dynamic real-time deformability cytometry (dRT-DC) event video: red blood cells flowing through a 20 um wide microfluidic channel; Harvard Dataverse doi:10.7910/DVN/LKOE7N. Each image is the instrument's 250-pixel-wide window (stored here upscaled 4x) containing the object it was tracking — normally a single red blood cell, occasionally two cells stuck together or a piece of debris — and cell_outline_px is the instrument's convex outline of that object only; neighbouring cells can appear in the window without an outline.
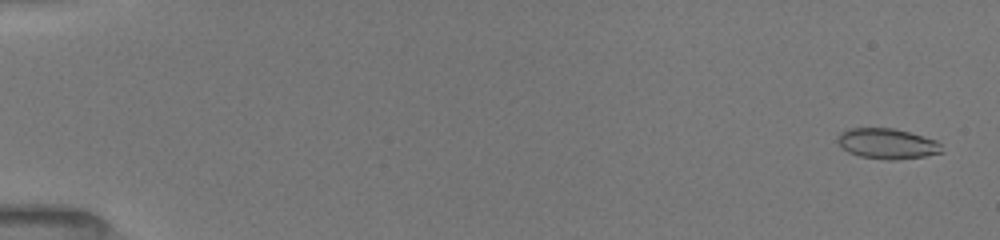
{"species": "common noctule bat (a hibernating species)", "species_latin": "Nyctalus noctula", "temperature_condition": "room temperature", "stored_images_in_passage": 52, "camera_frame_rate_fps": 3000, "um_per_image_px": 0.085, "animal": {"sex": "female", "body_mass_g": 19.5, "forearm_length_mm": 54.1}, "frame": {"image": 1, "passage_image": 2, "time_ms": 0.333, "image_size_px": [1000, 240], "cell_outline_px": [[944, 152], [924, 156], [896, 160], [888, 160], [860, 156], [848, 152], [836, 140], [836, 136], [840, 132], [848, 128], [892, 128], [908, 132], [936, 140], [940, 144]], "centroid_in_image_um": [75.39, 12.21], "position_along_channel_um": 9.6, "area_um2": 18.44}}
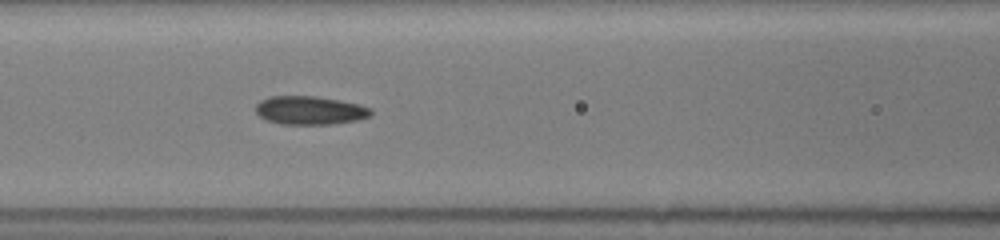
{"frame": {"image": 2, "passage_image": 24, "time_ms": 7.667, "image_size_px": [1000, 240], "cell_outline_px": [[372, 116], [356, 120], [332, 124], [280, 124], [268, 120], [260, 116], [256, 112], [256, 104], [260, 100], [268, 96], [316, 96], [340, 100], [360, 104], [372, 108]], "centroid_in_image_um": [26.36, 9.37], "position_along_channel_um": 140.2, "area_um2": 19.25}}
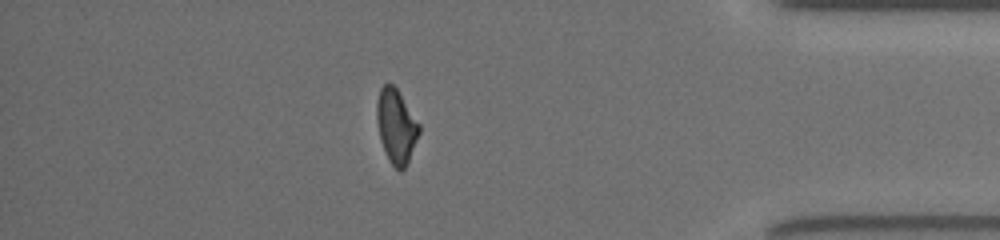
{"frame": {"image": 3, "passage_image": 46, "time_ms": 15.0, "image_size_px": [1000, 240], "cell_outline_px": [[420, 132], [408, 160], [404, 168], [400, 172], [388, 160], [380, 140], [376, 120], [376, 104], [380, 88], [384, 84], [392, 84], [396, 88], [420, 124]], "centroid_in_image_um": [33.66, 10.72], "position_along_channel_um": 401.5, "area_um2": 18.15}, "authors_computed_cell_mechanics": {"area_um2": 18.6983, "velocity_mm_per_s": 3.9834, "shape_relaxation_time_tau1_ms": 5.1094, "shape_relaxation_time_tau2_ms": 2.6271, "deformation_change_tau1": 0.1627, "deformation_change_tau2": 0.0923}}